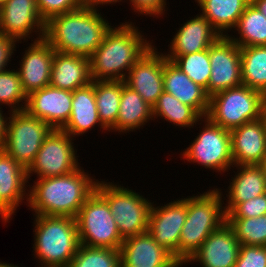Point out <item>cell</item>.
Wrapping results in <instances>:
<instances>
[{
	"label": "cell",
	"instance_id": "cell-25",
	"mask_svg": "<svg viewBox=\"0 0 266 267\" xmlns=\"http://www.w3.org/2000/svg\"><path fill=\"white\" fill-rule=\"evenodd\" d=\"M163 88L180 102L193 107L202 117L207 116L210 97L172 61L164 63Z\"/></svg>",
	"mask_w": 266,
	"mask_h": 267
},
{
	"label": "cell",
	"instance_id": "cell-40",
	"mask_svg": "<svg viewBox=\"0 0 266 267\" xmlns=\"http://www.w3.org/2000/svg\"><path fill=\"white\" fill-rule=\"evenodd\" d=\"M167 0H128L132 13L147 17L160 18L168 11ZM140 14V15H139Z\"/></svg>",
	"mask_w": 266,
	"mask_h": 267
},
{
	"label": "cell",
	"instance_id": "cell-48",
	"mask_svg": "<svg viewBox=\"0 0 266 267\" xmlns=\"http://www.w3.org/2000/svg\"><path fill=\"white\" fill-rule=\"evenodd\" d=\"M3 2H4V0H0V6L2 5Z\"/></svg>",
	"mask_w": 266,
	"mask_h": 267
},
{
	"label": "cell",
	"instance_id": "cell-18",
	"mask_svg": "<svg viewBox=\"0 0 266 267\" xmlns=\"http://www.w3.org/2000/svg\"><path fill=\"white\" fill-rule=\"evenodd\" d=\"M19 60L18 70L22 89L26 95L50 85L51 66L55 50L43 38L30 41Z\"/></svg>",
	"mask_w": 266,
	"mask_h": 267
},
{
	"label": "cell",
	"instance_id": "cell-2",
	"mask_svg": "<svg viewBox=\"0 0 266 267\" xmlns=\"http://www.w3.org/2000/svg\"><path fill=\"white\" fill-rule=\"evenodd\" d=\"M85 171L80 166L69 174L40 178L29 184L27 206L32 215L76 218L99 180Z\"/></svg>",
	"mask_w": 266,
	"mask_h": 267
},
{
	"label": "cell",
	"instance_id": "cell-16",
	"mask_svg": "<svg viewBox=\"0 0 266 267\" xmlns=\"http://www.w3.org/2000/svg\"><path fill=\"white\" fill-rule=\"evenodd\" d=\"M27 171L21 164L0 150V220L10 223L18 207L27 205L28 188ZM26 200V201H25ZM20 204V205H19Z\"/></svg>",
	"mask_w": 266,
	"mask_h": 267
},
{
	"label": "cell",
	"instance_id": "cell-43",
	"mask_svg": "<svg viewBox=\"0 0 266 267\" xmlns=\"http://www.w3.org/2000/svg\"><path fill=\"white\" fill-rule=\"evenodd\" d=\"M3 112L4 110L0 108V150L3 148L4 142H5L6 119L9 114L8 111L7 113H3Z\"/></svg>",
	"mask_w": 266,
	"mask_h": 267
},
{
	"label": "cell",
	"instance_id": "cell-31",
	"mask_svg": "<svg viewBox=\"0 0 266 267\" xmlns=\"http://www.w3.org/2000/svg\"><path fill=\"white\" fill-rule=\"evenodd\" d=\"M242 85L266 96V45L240 48Z\"/></svg>",
	"mask_w": 266,
	"mask_h": 267
},
{
	"label": "cell",
	"instance_id": "cell-8",
	"mask_svg": "<svg viewBox=\"0 0 266 267\" xmlns=\"http://www.w3.org/2000/svg\"><path fill=\"white\" fill-rule=\"evenodd\" d=\"M265 95L245 85L226 89L210 97L207 117L222 128L232 130L260 119Z\"/></svg>",
	"mask_w": 266,
	"mask_h": 267
},
{
	"label": "cell",
	"instance_id": "cell-45",
	"mask_svg": "<svg viewBox=\"0 0 266 267\" xmlns=\"http://www.w3.org/2000/svg\"><path fill=\"white\" fill-rule=\"evenodd\" d=\"M260 119L263 122L264 125V129L266 131V96L264 97L262 106H261V115H260Z\"/></svg>",
	"mask_w": 266,
	"mask_h": 267
},
{
	"label": "cell",
	"instance_id": "cell-10",
	"mask_svg": "<svg viewBox=\"0 0 266 267\" xmlns=\"http://www.w3.org/2000/svg\"><path fill=\"white\" fill-rule=\"evenodd\" d=\"M81 245L120 250L123 238L106 200L95 190L76 216Z\"/></svg>",
	"mask_w": 266,
	"mask_h": 267
},
{
	"label": "cell",
	"instance_id": "cell-23",
	"mask_svg": "<svg viewBox=\"0 0 266 267\" xmlns=\"http://www.w3.org/2000/svg\"><path fill=\"white\" fill-rule=\"evenodd\" d=\"M96 127L103 134L109 132L99 118L92 80L87 86L72 91V112L68 122L60 130L76 140V137H82Z\"/></svg>",
	"mask_w": 266,
	"mask_h": 267
},
{
	"label": "cell",
	"instance_id": "cell-37",
	"mask_svg": "<svg viewBox=\"0 0 266 267\" xmlns=\"http://www.w3.org/2000/svg\"><path fill=\"white\" fill-rule=\"evenodd\" d=\"M40 16L46 22L52 16L74 11L83 6V0H36Z\"/></svg>",
	"mask_w": 266,
	"mask_h": 267
},
{
	"label": "cell",
	"instance_id": "cell-7",
	"mask_svg": "<svg viewBox=\"0 0 266 267\" xmlns=\"http://www.w3.org/2000/svg\"><path fill=\"white\" fill-rule=\"evenodd\" d=\"M203 123V124H202ZM200 128L194 140L180 152L184 163L197 164L224 176L234 166L231 156L230 130L214 124L207 116L198 122ZM202 129V130H201Z\"/></svg>",
	"mask_w": 266,
	"mask_h": 267
},
{
	"label": "cell",
	"instance_id": "cell-20",
	"mask_svg": "<svg viewBox=\"0 0 266 267\" xmlns=\"http://www.w3.org/2000/svg\"><path fill=\"white\" fill-rule=\"evenodd\" d=\"M240 245L233 229L225 222L208 236L184 266L195 264L201 267H234Z\"/></svg>",
	"mask_w": 266,
	"mask_h": 267
},
{
	"label": "cell",
	"instance_id": "cell-42",
	"mask_svg": "<svg viewBox=\"0 0 266 267\" xmlns=\"http://www.w3.org/2000/svg\"><path fill=\"white\" fill-rule=\"evenodd\" d=\"M122 2L125 3V2H127V0H84L83 5L86 7H90L91 9H96V10L102 11L99 8H102L105 5L109 6L110 4H111L110 6H112V4L115 6L116 3L120 4Z\"/></svg>",
	"mask_w": 266,
	"mask_h": 267
},
{
	"label": "cell",
	"instance_id": "cell-12",
	"mask_svg": "<svg viewBox=\"0 0 266 267\" xmlns=\"http://www.w3.org/2000/svg\"><path fill=\"white\" fill-rule=\"evenodd\" d=\"M155 202L151 206L147 232L179 262V241L187 217V197L160 206Z\"/></svg>",
	"mask_w": 266,
	"mask_h": 267
},
{
	"label": "cell",
	"instance_id": "cell-22",
	"mask_svg": "<svg viewBox=\"0 0 266 267\" xmlns=\"http://www.w3.org/2000/svg\"><path fill=\"white\" fill-rule=\"evenodd\" d=\"M233 165H259L266 157V131L261 119L230 130Z\"/></svg>",
	"mask_w": 266,
	"mask_h": 267
},
{
	"label": "cell",
	"instance_id": "cell-26",
	"mask_svg": "<svg viewBox=\"0 0 266 267\" xmlns=\"http://www.w3.org/2000/svg\"><path fill=\"white\" fill-rule=\"evenodd\" d=\"M91 82L90 60L88 57L55 51L51 66V86L75 91Z\"/></svg>",
	"mask_w": 266,
	"mask_h": 267
},
{
	"label": "cell",
	"instance_id": "cell-33",
	"mask_svg": "<svg viewBox=\"0 0 266 267\" xmlns=\"http://www.w3.org/2000/svg\"><path fill=\"white\" fill-rule=\"evenodd\" d=\"M172 62L195 84L203 87L208 94V82L211 76L209 49L177 56L172 60Z\"/></svg>",
	"mask_w": 266,
	"mask_h": 267
},
{
	"label": "cell",
	"instance_id": "cell-17",
	"mask_svg": "<svg viewBox=\"0 0 266 267\" xmlns=\"http://www.w3.org/2000/svg\"><path fill=\"white\" fill-rule=\"evenodd\" d=\"M189 18L179 24L178 30L176 29L175 35L169 41L167 52H163L168 61H172L177 56L209 49L221 37L200 12Z\"/></svg>",
	"mask_w": 266,
	"mask_h": 267
},
{
	"label": "cell",
	"instance_id": "cell-11",
	"mask_svg": "<svg viewBox=\"0 0 266 267\" xmlns=\"http://www.w3.org/2000/svg\"><path fill=\"white\" fill-rule=\"evenodd\" d=\"M75 139L63 132L54 129L43 141L34 161L26 169L27 179L36 175V179L55 177L69 174L77 170L81 164L78 162Z\"/></svg>",
	"mask_w": 266,
	"mask_h": 267
},
{
	"label": "cell",
	"instance_id": "cell-14",
	"mask_svg": "<svg viewBox=\"0 0 266 267\" xmlns=\"http://www.w3.org/2000/svg\"><path fill=\"white\" fill-rule=\"evenodd\" d=\"M211 76L208 96L242 85L241 51L228 36H221L209 47Z\"/></svg>",
	"mask_w": 266,
	"mask_h": 267
},
{
	"label": "cell",
	"instance_id": "cell-9",
	"mask_svg": "<svg viewBox=\"0 0 266 267\" xmlns=\"http://www.w3.org/2000/svg\"><path fill=\"white\" fill-rule=\"evenodd\" d=\"M3 150L24 168L34 161L43 141L54 130L25 109L9 112Z\"/></svg>",
	"mask_w": 266,
	"mask_h": 267
},
{
	"label": "cell",
	"instance_id": "cell-35",
	"mask_svg": "<svg viewBox=\"0 0 266 267\" xmlns=\"http://www.w3.org/2000/svg\"><path fill=\"white\" fill-rule=\"evenodd\" d=\"M68 267H121L120 250L80 244Z\"/></svg>",
	"mask_w": 266,
	"mask_h": 267
},
{
	"label": "cell",
	"instance_id": "cell-1",
	"mask_svg": "<svg viewBox=\"0 0 266 267\" xmlns=\"http://www.w3.org/2000/svg\"><path fill=\"white\" fill-rule=\"evenodd\" d=\"M139 29L129 19L111 26L89 57L92 80L124 81L134 64L155 44Z\"/></svg>",
	"mask_w": 266,
	"mask_h": 267
},
{
	"label": "cell",
	"instance_id": "cell-46",
	"mask_svg": "<svg viewBox=\"0 0 266 267\" xmlns=\"http://www.w3.org/2000/svg\"><path fill=\"white\" fill-rule=\"evenodd\" d=\"M0 267H21V266H19L18 264L16 265H14V263H9V262H5V261H1L0 260Z\"/></svg>",
	"mask_w": 266,
	"mask_h": 267
},
{
	"label": "cell",
	"instance_id": "cell-29",
	"mask_svg": "<svg viewBox=\"0 0 266 267\" xmlns=\"http://www.w3.org/2000/svg\"><path fill=\"white\" fill-rule=\"evenodd\" d=\"M232 32L237 35H232ZM228 37L240 48L264 46L266 45V18L250 2Z\"/></svg>",
	"mask_w": 266,
	"mask_h": 267
},
{
	"label": "cell",
	"instance_id": "cell-13",
	"mask_svg": "<svg viewBox=\"0 0 266 267\" xmlns=\"http://www.w3.org/2000/svg\"><path fill=\"white\" fill-rule=\"evenodd\" d=\"M44 31L45 21L40 16L36 0H4L0 6L1 34L27 43L28 39H43Z\"/></svg>",
	"mask_w": 266,
	"mask_h": 267
},
{
	"label": "cell",
	"instance_id": "cell-15",
	"mask_svg": "<svg viewBox=\"0 0 266 267\" xmlns=\"http://www.w3.org/2000/svg\"><path fill=\"white\" fill-rule=\"evenodd\" d=\"M154 44L130 69L125 85L137 92L153 108L163 93L164 53ZM157 47V48H156Z\"/></svg>",
	"mask_w": 266,
	"mask_h": 267
},
{
	"label": "cell",
	"instance_id": "cell-24",
	"mask_svg": "<svg viewBox=\"0 0 266 267\" xmlns=\"http://www.w3.org/2000/svg\"><path fill=\"white\" fill-rule=\"evenodd\" d=\"M233 168L237 169V172ZM231 170L233 173L235 172V175L233 174V177L231 175V181H228L229 186L225 193L218 187L223 201L225 200L223 204L226 215L239 203L246 202L266 192V179L259 165H234Z\"/></svg>",
	"mask_w": 266,
	"mask_h": 267
},
{
	"label": "cell",
	"instance_id": "cell-6",
	"mask_svg": "<svg viewBox=\"0 0 266 267\" xmlns=\"http://www.w3.org/2000/svg\"><path fill=\"white\" fill-rule=\"evenodd\" d=\"M107 181L98 180L95 190L108 203L121 237L147 232L152 200L119 182Z\"/></svg>",
	"mask_w": 266,
	"mask_h": 267
},
{
	"label": "cell",
	"instance_id": "cell-27",
	"mask_svg": "<svg viewBox=\"0 0 266 267\" xmlns=\"http://www.w3.org/2000/svg\"><path fill=\"white\" fill-rule=\"evenodd\" d=\"M152 120V107L122 81L119 114L116 124L109 130V133L120 132L119 134L127 135L140 128L143 129Z\"/></svg>",
	"mask_w": 266,
	"mask_h": 267
},
{
	"label": "cell",
	"instance_id": "cell-39",
	"mask_svg": "<svg viewBox=\"0 0 266 267\" xmlns=\"http://www.w3.org/2000/svg\"><path fill=\"white\" fill-rule=\"evenodd\" d=\"M266 215V193L239 203L226 218H251Z\"/></svg>",
	"mask_w": 266,
	"mask_h": 267
},
{
	"label": "cell",
	"instance_id": "cell-34",
	"mask_svg": "<svg viewBox=\"0 0 266 267\" xmlns=\"http://www.w3.org/2000/svg\"><path fill=\"white\" fill-rule=\"evenodd\" d=\"M241 245L266 246V215L251 218H226Z\"/></svg>",
	"mask_w": 266,
	"mask_h": 267
},
{
	"label": "cell",
	"instance_id": "cell-3",
	"mask_svg": "<svg viewBox=\"0 0 266 267\" xmlns=\"http://www.w3.org/2000/svg\"><path fill=\"white\" fill-rule=\"evenodd\" d=\"M90 7L52 16L45 22L44 39L56 52L90 57L101 45L111 21Z\"/></svg>",
	"mask_w": 266,
	"mask_h": 267
},
{
	"label": "cell",
	"instance_id": "cell-5",
	"mask_svg": "<svg viewBox=\"0 0 266 267\" xmlns=\"http://www.w3.org/2000/svg\"><path fill=\"white\" fill-rule=\"evenodd\" d=\"M187 196V217L179 241V263L185 262L215 230L226 222L224 201L218 186Z\"/></svg>",
	"mask_w": 266,
	"mask_h": 267
},
{
	"label": "cell",
	"instance_id": "cell-41",
	"mask_svg": "<svg viewBox=\"0 0 266 267\" xmlns=\"http://www.w3.org/2000/svg\"><path fill=\"white\" fill-rule=\"evenodd\" d=\"M18 43L21 44L24 42H19L13 37L0 33V73L11 69L10 67L8 68V65L11 62V58L15 60L12 55H15L14 52L17 51L16 48L19 47V45H17Z\"/></svg>",
	"mask_w": 266,
	"mask_h": 267
},
{
	"label": "cell",
	"instance_id": "cell-32",
	"mask_svg": "<svg viewBox=\"0 0 266 267\" xmlns=\"http://www.w3.org/2000/svg\"><path fill=\"white\" fill-rule=\"evenodd\" d=\"M122 81H94L97 110L101 123L110 130L117 121Z\"/></svg>",
	"mask_w": 266,
	"mask_h": 267
},
{
	"label": "cell",
	"instance_id": "cell-36",
	"mask_svg": "<svg viewBox=\"0 0 266 267\" xmlns=\"http://www.w3.org/2000/svg\"><path fill=\"white\" fill-rule=\"evenodd\" d=\"M22 102V103H21ZM27 95L22 89L18 70L7 69L0 73V108L6 105L8 112L24 110Z\"/></svg>",
	"mask_w": 266,
	"mask_h": 267
},
{
	"label": "cell",
	"instance_id": "cell-47",
	"mask_svg": "<svg viewBox=\"0 0 266 267\" xmlns=\"http://www.w3.org/2000/svg\"><path fill=\"white\" fill-rule=\"evenodd\" d=\"M261 169L263 170L264 177L266 179V157L263 159V161L259 164Z\"/></svg>",
	"mask_w": 266,
	"mask_h": 267
},
{
	"label": "cell",
	"instance_id": "cell-44",
	"mask_svg": "<svg viewBox=\"0 0 266 267\" xmlns=\"http://www.w3.org/2000/svg\"><path fill=\"white\" fill-rule=\"evenodd\" d=\"M250 2L259 10L266 18V0H250Z\"/></svg>",
	"mask_w": 266,
	"mask_h": 267
},
{
	"label": "cell",
	"instance_id": "cell-28",
	"mask_svg": "<svg viewBox=\"0 0 266 267\" xmlns=\"http://www.w3.org/2000/svg\"><path fill=\"white\" fill-rule=\"evenodd\" d=\"M197 7L221 36H228L236 27L250 0H194Z\"/></svg>",
	"mask_w": 266,
	"mask_h": 267
},
{
	"label": "cell",
	"instance_id": "cell-38",
	"mask_svg": "<svg viewBox=\"0 0 266 267\" xmlns=\"http://www.w3.org/2000/svg\"><path fill=\"white\" fill-rule=\"evenodd\" d=\"M234 267H266V246L240 245Z\"/></svg>",
	"mask_w": 266,
	"mask_h": 267
},
{
	"label": "cell",
	"instance_id": "cell-19",
	"mask_svg": "<svg viewBox=\"0 0 266 267\" xmlns=\"http://www.w3.org/2000/svg\"><path fill=\"white\" fill-rule=\"evenodd\" d=\"M25 110L53 129L60 130L72 112V91L48 85L27 95Z\"/></svg>",
	"mask_w": 266,
	"mask_h": 267
},
{
	"label": "cell",
	"instance_id": "cell-4",
	"mask_svg": "<svg viewBox=\"0 0 266 267\" xmlns=\"http://www.w3.org/2000/svg\"><path fill=\"white\" fill-rule=\"evenodd\" d=\"M33 258L38 267H68L80 246L76 219L33 215Z\"/></svg>",
	"mask_w": 266,
	"mask_h": 267
},
{
	"label": "cell",
	"instance_id": "cell-30",
	"mask_svg": "<svg viewBox=\"0 0 266 267\" xmlns=\"http://www.w3.org/2000/svg\"><path fill=\"white\" fill-rule=\"evenodd\" d=\"M153 121L156 119L172 123L177 128L187 129L197 127V122L202 116L191 106L180 102L168 92L158 97L156 104L152 108Z\"/></svg>",
	"mask_w": 266,
	"mask_h": 267
},
{
	"label": "cell",
	"instance_id": "cell-21",
	"mask_svg": "<svg viewBox=\"0 0 266 267\" xmlns=\"http://www.w3.org/2000/svg\"><path fill=\"white\" fill-rule=\"evenodd\" d=\"M120 262L121 267H182L148 232L123 240Z\"/></svg>",
	"mask_w": 266,
	"mask_h": 267
}]
</instances>
